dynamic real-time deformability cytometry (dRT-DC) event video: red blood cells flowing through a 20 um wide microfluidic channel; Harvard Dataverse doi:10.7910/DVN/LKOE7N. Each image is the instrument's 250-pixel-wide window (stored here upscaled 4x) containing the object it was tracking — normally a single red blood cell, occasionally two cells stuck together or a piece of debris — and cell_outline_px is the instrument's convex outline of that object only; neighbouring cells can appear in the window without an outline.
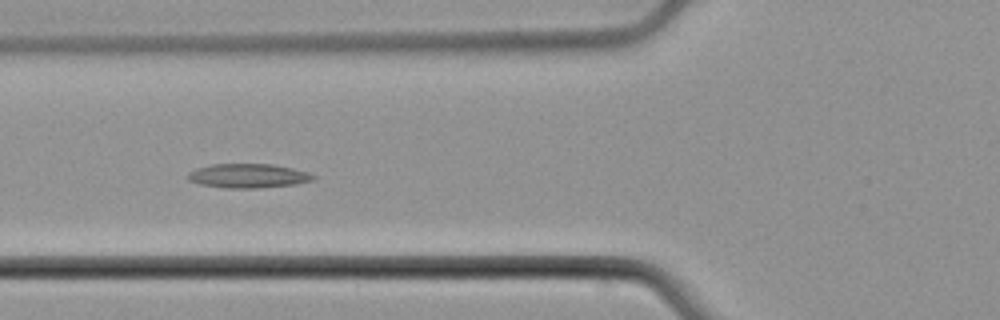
{"species": "common noctule bat (a hibernating species)", "species_latin": "Nyctalus noctula", "temperature_condition": "cold", "stored_images_in_passage": 6, "camera_frame_rate_fps": 3000, "um_per_image_px": 0.085, "animal": {"sex": "male", "body_mass_g": 21.5, "forearm_length_mm": 52.0}, "frame": {"image": 1, "passage_image": 5, "time_ms": 6.0, "image_size_px": [1000, 320], "cell_outline_px": [[316, 180], [296, 184], [256, 188], [224, 188], [200, 184], [188, 180], [184, 176], [188, 172], [196, 168], [212, 164], [272, 164], [292, 168], [308, 172], [316, 176]], "centroid_in_image_um": [21.07, 14.94], "position_along_channel_um": 104.7, "area_um2": 17.86}}
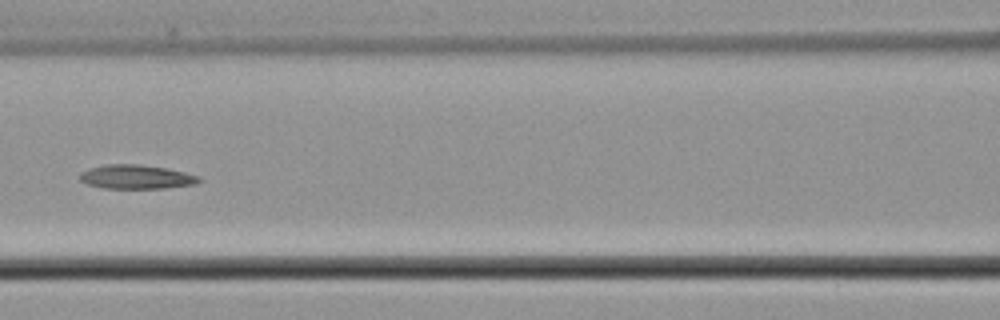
{"frame": {"image": 2, "passage_image": 6, "time_ms": 7.333, "image_size_px": [1000, 320], "cell_outline_px": [[204, 180], [196, 184], [164, 188], [104, 188], [88, 184], [80, 180], [80, 172], [88, 168], [104, 164], [140, 164], [164, 168], [184, 172], [200, 176]], "centroid_in_image_um": [11.6, 15.03], "position_along_channel_um": 155.0, "area_um2": 16.76}}